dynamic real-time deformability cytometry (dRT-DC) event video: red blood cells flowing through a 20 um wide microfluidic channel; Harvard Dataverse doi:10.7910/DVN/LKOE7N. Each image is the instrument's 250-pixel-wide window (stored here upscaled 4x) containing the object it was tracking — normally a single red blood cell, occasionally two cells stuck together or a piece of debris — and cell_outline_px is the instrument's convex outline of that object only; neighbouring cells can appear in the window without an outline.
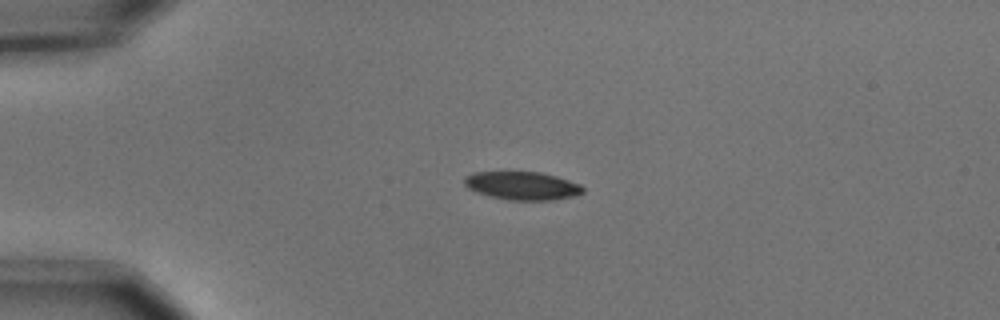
{"species": "common noctule bat (a hibernating species)", "species_latin": "Nyctalus noctula", "temperature_condition": "cold", "stored_images_in_passage": 4, "camera_frame_rate_fps": 3000, "um_per_image_px": 0.085, "animal": {"sex": "male", "body_mass_g": 15.6}, "frame": {"image": 1, "passage_image": 3, "time_ms": 0.667, "image_size_px": [1000, 320], "cell_outline_px": [[584, 192], [572, 196], [552, 200], [512, 200], [492, 196], [476, 192], [468, 188], [464, 184], [464, 176], [472, 172], [540, 172], [556, 176], [580, 184], [584, 188]], "centroid_in_image_um": [44.37, 15.78], "position_along_channel_um": 40.6, "area_um2": 19.36}}